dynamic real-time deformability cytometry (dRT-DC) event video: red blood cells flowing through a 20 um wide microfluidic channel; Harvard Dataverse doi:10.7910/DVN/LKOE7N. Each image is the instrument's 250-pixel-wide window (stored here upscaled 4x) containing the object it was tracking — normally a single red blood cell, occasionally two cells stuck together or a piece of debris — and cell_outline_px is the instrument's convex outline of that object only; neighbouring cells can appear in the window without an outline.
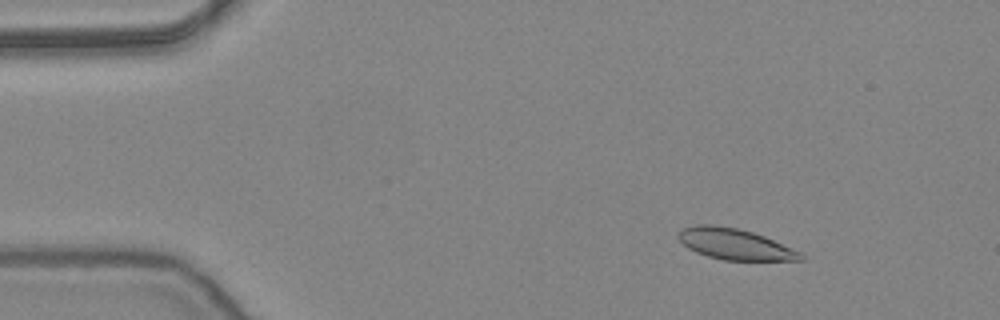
{"species": "common noctule bat (a hibernating species)", "species_latin": "Nyctalus noctula", "temperature_condition": "warm", "stored_images_in_passage": 48, "camera_frame_rate_fps": 3000, "um_per_image_px": 0.085, "animal": {"sex": "female", "body_mass_g": 24.6, "forearm_length_mm": 56.2}, "frame": {"image": 1, "passage_image": 2, "time_ms": 0.333, "image_size_px": [1000, 320], "cell_outline_px": [[804, 260], [724, 260], [708, 256], [696, 252], [688, 248], [676, 236], [684, 228], [696, 224], [712, 224], [736, 228], [752, 232], [764, 236], [800, 252], [804, 256]], "centroid_in_image_um": [62.44, 20.75], "position_along_channel_um": 22.6, "area_um2": 21.79}}
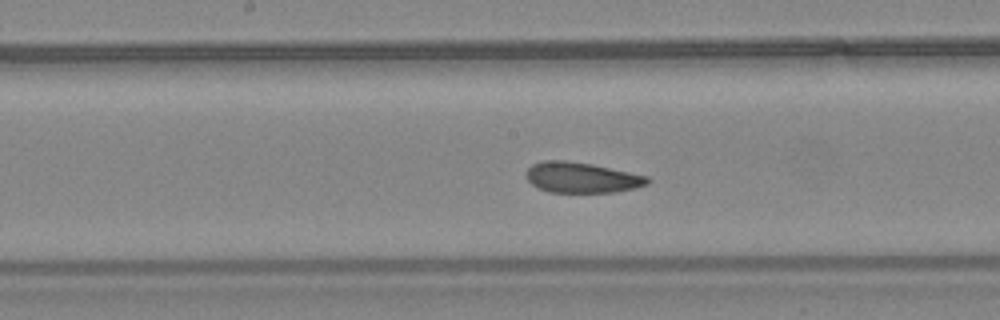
{"frame": {"image": 2, "passage_image": 22, "time_ms": 7.0, "image_size_px": [1000, 320], "cell_outline_px": [[652, 180], [648, 184], [636, 188], [616, 192], [548, 192], [536, 188], [528, 180], [524, 172], [532, 164], [544, 160], [564, 160], [592, 164], [648, 176]], "centroid_in_image_um": [49.43, 15.09], "position_along_channel_um": 198.8, "area_um2": 21.79}}
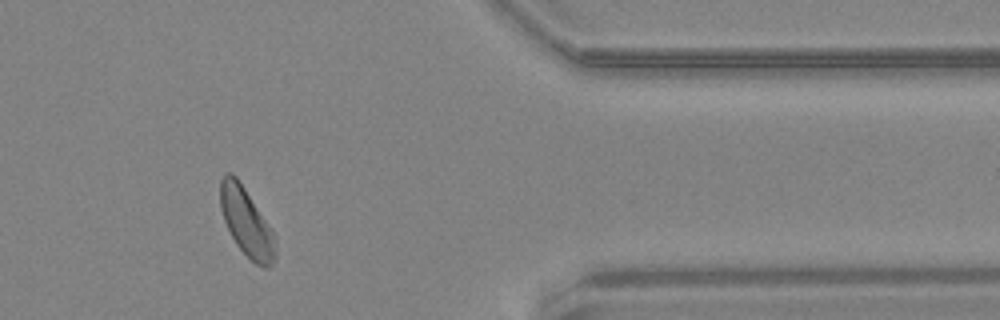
{"frame": {"image": 3, "passage_image": 39, "time_ms": 12.667, "image_size_px": [1000, 320], "cell_outline_px": [[276, 260], [268, 268], [264, 268], [256, 264], [236, 244], [224, 220], [220, 208], [220, 180], [224, 172], [232, 172], [236, 176], [276, 236]], "centroid_in_image_um": [20.96, 18.89], "position_along_channel_um": 390.4, "area_um2": 21.79}, "authors_computed_cell_mechanics": {"area_um2": 22.253, "velocity_mm_per_s": 3.8314, "shape_relaxation_time_tau1_ms": 4.0037, "shape_relaxation_time_tau2_ms": 2.5675, "deformation_change_tau1": 0.103, "deformation_change_tau2": 0.0654}}